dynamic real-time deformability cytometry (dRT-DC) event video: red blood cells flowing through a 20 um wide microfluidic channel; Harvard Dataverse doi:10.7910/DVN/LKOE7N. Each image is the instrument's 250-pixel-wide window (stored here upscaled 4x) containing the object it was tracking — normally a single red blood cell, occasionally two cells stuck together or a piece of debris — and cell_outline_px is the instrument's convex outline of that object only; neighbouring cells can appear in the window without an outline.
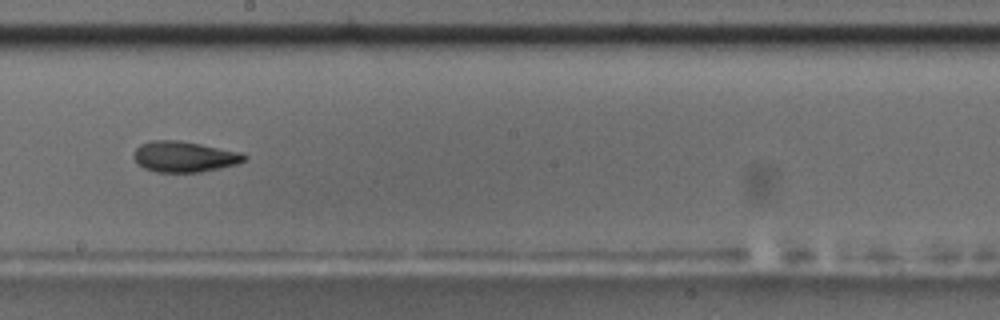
{"species": "common noctule bat (a hibernating species)", "species_latin": "Nyctalus noctula", "temperature_condition": "room temperature", "stored_images_in_passage": 43, "camera_frame_rate_fps": 3000, "um_per_image_px": 0.085, "animal": {"sex": "male", "body_mass_g": 17.5, "forearm_length_mm": 52.3}, "frame": {"image": 1, "passage_image": 19, "time_ms": 6.0, "image_size_px": [1000, 320], "cell_outline_px": [[248, 156], [244, 160], [236, 164], [220, 168], [200, 172], [156, 172], [144, 168], [136, 164], [132, 156], [136, 148], [140, 144], [152, 140], [180, 140], [240, 152]], "centroid_in_image_um": [15.61, 13.32], "position_along_channel_um": 232.6, "area_um2": 19.88}, "authors_computed_cell_mechanics": {"area_um2": 19.941, "velocity_mm_per_s": 3.6912, "shape_relaxation_time_tau1_ms": null, "shape_relaxation_time_tau2_ms": 4.1486, "deformation_change_tau1": null, "deformation_change_tau2": 0.1139}}